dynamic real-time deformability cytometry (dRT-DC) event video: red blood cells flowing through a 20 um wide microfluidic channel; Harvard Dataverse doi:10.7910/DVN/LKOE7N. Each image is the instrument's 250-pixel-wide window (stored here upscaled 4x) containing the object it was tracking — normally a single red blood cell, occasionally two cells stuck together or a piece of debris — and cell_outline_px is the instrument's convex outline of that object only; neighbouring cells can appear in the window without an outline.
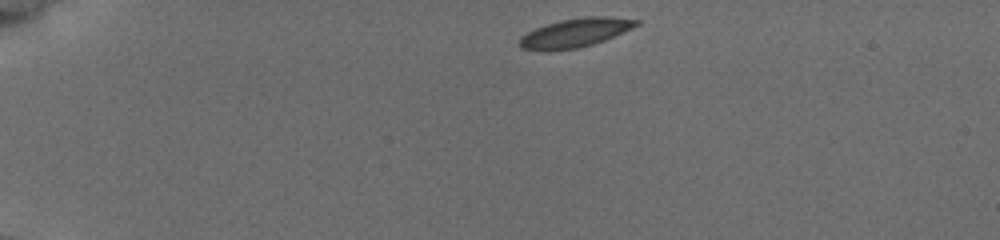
{"species": "common noctule bat (a hibernating species)", "species_latin": "Nyctalus noctula", "temperature_condition": "cold", "stored_images_in_passage": 48, "camera_frame_rate_fps": 3000, "um_per_image_px": 0.085, "animal": {"sex": "female", "body_mass_g": 19.5, "forearm_length_mm": 54.1}, "frame": {"image": 1, "passage_image": 1, "time_ms": 0.0, "image_size_px": [1000, 240], "cell_outline_px": [[640, 24], [632, 28], [604, 40], [592, 44], [576, 48], [548, 52], [544, 52], [520, 48], [520, 36], [536, 28], [560, 20], [584, 16], [604, 16], [640, 20]], "centroid_in_image_um": [48.87, 2.8], "position_along_channel_um": 36.1, "area_um2": 19.65}}
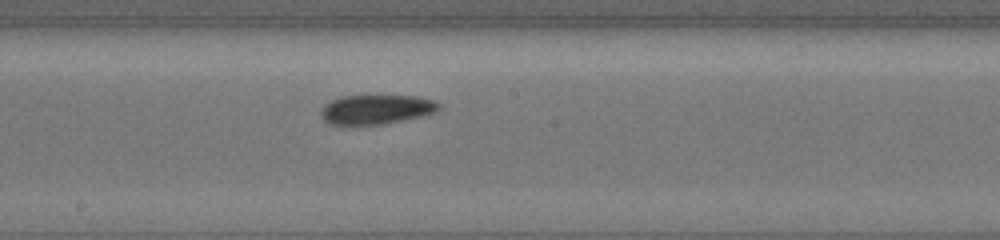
{"frame": {"image": 2, "passage_image": 23, "time_ms": 6.667, "image_size_px": [1000, 240], "cell_outline_px": [[440, 108], [436, 112], [420, 116], [384, 124], [332, 124], [324, 120], [320, 116], [320, 108], [324, 104], [340, 96], [416, 96], [436, 100], [440, 104]], "centroid_in_image_um": [31.98, 9.29], "position_along_channel_um": 216.2, "area_um2": 20.17}}
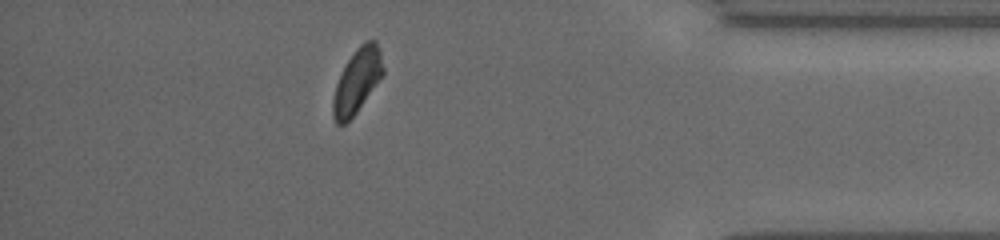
{"frame": {"image": 3, "passage_image": 42, "time_ms": 12.333, "image_size_px": [1000, 240], "cell_outline_px": [[384, 72], [356, 112], [344, 124], [336, 124], [332, 116], [332, 100], [336, 84], [348, 60], [356, 48], [364, 40], [376, 40], [380, 52], [384, 68]], "centroid_in_image_um": [30.34, 6.86], "position_along_channel_um": 404.9, "area_um2": 18.38}, "authors_computed_cell_mechanics": {"area_um2": 19.6231, "velocity_mm_per_s": 3.8088, "shape_relaxation_time_tau1_ms": 6.7008, "shape_relaxation_time_tau2_ms": null, "deformation_change_tau1": 0.1297, "deformation_change_tau2": null}}